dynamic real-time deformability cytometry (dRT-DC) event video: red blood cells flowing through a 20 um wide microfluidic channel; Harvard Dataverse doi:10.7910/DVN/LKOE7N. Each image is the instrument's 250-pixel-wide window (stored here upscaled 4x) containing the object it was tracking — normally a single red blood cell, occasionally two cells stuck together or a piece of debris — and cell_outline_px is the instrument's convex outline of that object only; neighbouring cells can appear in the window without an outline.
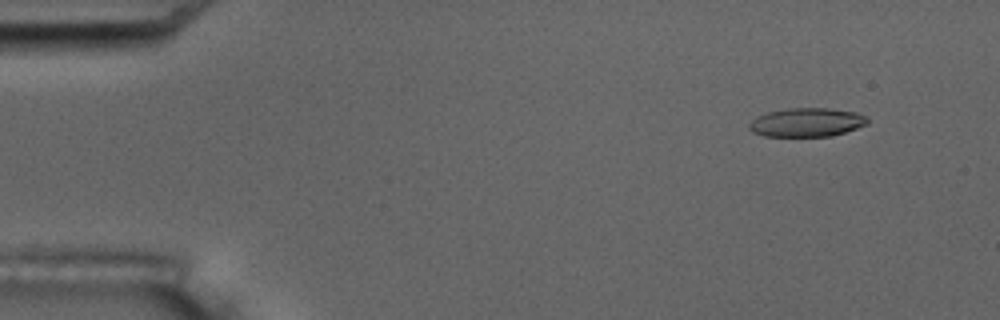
{"species": "common noctule bat (a hibernating species)", "species_latin": "Nyctalus noctula", "temperature_condition": "room temperature", "stored_images_in_passage": 5, "camera_frame_rate_fps": 3000, "um_per_image_px": 0.085, "animal": {"sex": "male", "body_mass_g": 17.5, "forearm_length_mm": 52.3}, "frame": {"image": 1, "passage_image": 2, "time_ms": 1.333, "image_size_px": [1000, 320], "cell_outline_px": [[868, 124], [832, 136], [764, 136], [752, 132], [748, 128], [748, 124], [756, 116], [768, 112], [788, 108], [824, 108], [856, 112], [864, 116], [868, 120]], "centroid_in_image_um": [68.53, 10.4], "position_along_channel_um": 16.5, "area_um2": 19.77}}
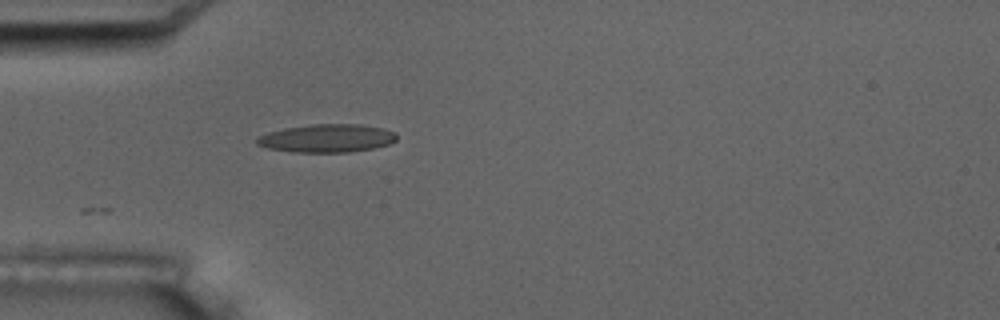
{"frame": {"image": 2, "passage_image": 5, "time_ms": 5.333, "image_size_px": [1000, 320], "cell_outline_px": [[396, 140], [388, 144], [372, 148], [348, 152], [292, 152], [268, 148], [256, 144], [256, 136], [268, 132], [284, 128], [312, 124], [360, 124], [384, 128], [396, 132]], "centroid_in_image_um": [27.76, 11.74], "position_along_channel_um": 57.2, "area_um2": 23.0}}